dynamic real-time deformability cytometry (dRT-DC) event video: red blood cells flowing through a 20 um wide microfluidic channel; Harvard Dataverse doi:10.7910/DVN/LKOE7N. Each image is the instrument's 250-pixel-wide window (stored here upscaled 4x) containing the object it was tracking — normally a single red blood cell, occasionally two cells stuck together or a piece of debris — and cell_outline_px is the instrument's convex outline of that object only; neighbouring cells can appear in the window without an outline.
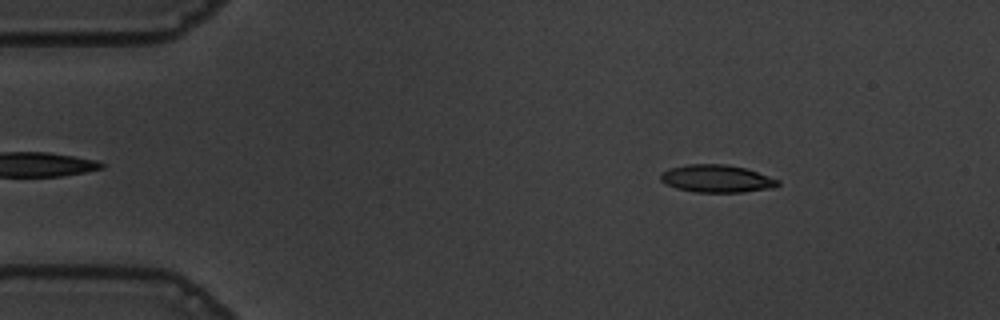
{"species": "common noctule bat (a hibernating species)", "species_latin": "Nyctalus noctula", "temperature_condition": "warm", "stored_images_in_passage": 54, "camera_frame_rate_fps": 3000, "um_per_image_px": 0.085, "animal": {"sex": "male", "body_mass_g": 19.5, "forearm_length_mm": 54.6}, "frame": {"image": 1, "passage_image": 7, "time_ms": 2.0, "image_size_px": [1000, 320], "cell_outline_px": [[780, 184], [776, 188], [744, 192], [696, 192], [676, 188], [660, 180], [660, 172], [668, 168], [688, 164], [728, 164], [744, 168], [780, 180]], "centroid_in_image_um": [60.93, 15.18], "position_along_channel_um": 24.1, "area_um2": 18.96}}
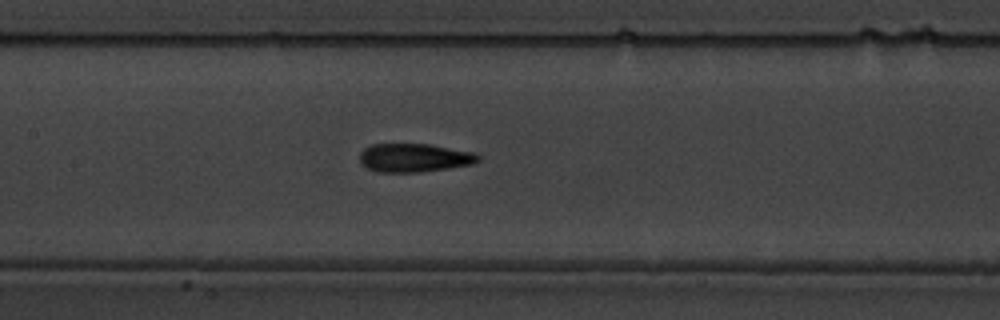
{"frame": {"image": 2, "passage_image": 25, "time_ms": 8.0, "image_size_px": [1000, 320], "cell_outline_px": [[480, 160], [472, 164], [448, 168], [420, 172], [376, 172], [368, 168], [360, 160], [360, 152], [364, 148], [372, 144], [428, 144], [476, 152], [480, 156]], "centroid_in_image_um": [35.24, 13.4], "position_along_channel_um": 172.2, "area_um2": 19.71}}
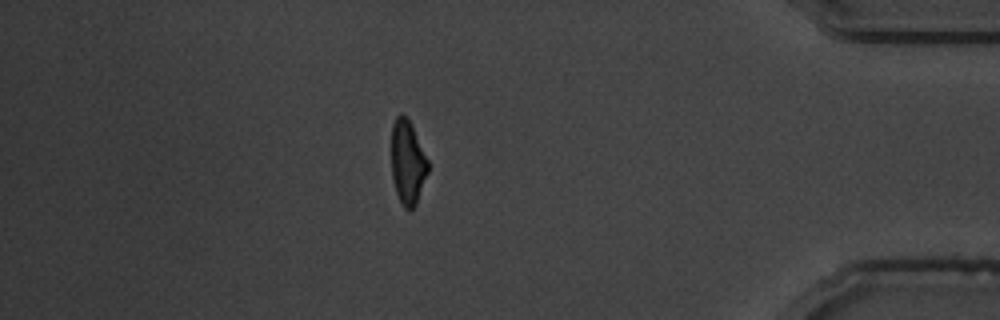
{"frame": {"image": 3, "passage_image": 47, "time_ms": 15.333, "image_size_px": [1000, 320], "cell_outline_px": [[428, 172], [416, 204], [408, 212], [404, 208], [396, 192], [392, 180], [392, 124], [396, 116], [400, 112], [412, 124], [428, 160]], "centroid_in_image_um": [34.64, 13.8], "position_along_channel_um": 400.6, "area_um2": 17.92}, "authors_computed_cell_mechanics": {"area_um2": 19.0451, "velocity_mm_per_s": 3.6421, "shape_relaxation_time_tau1_ms": 4.5999, "shape_relaxation_time_tau2_ms": 1.9645, "deformation_change_tau1": 0.1795, "deformation_change_tau2": 0.1112}}